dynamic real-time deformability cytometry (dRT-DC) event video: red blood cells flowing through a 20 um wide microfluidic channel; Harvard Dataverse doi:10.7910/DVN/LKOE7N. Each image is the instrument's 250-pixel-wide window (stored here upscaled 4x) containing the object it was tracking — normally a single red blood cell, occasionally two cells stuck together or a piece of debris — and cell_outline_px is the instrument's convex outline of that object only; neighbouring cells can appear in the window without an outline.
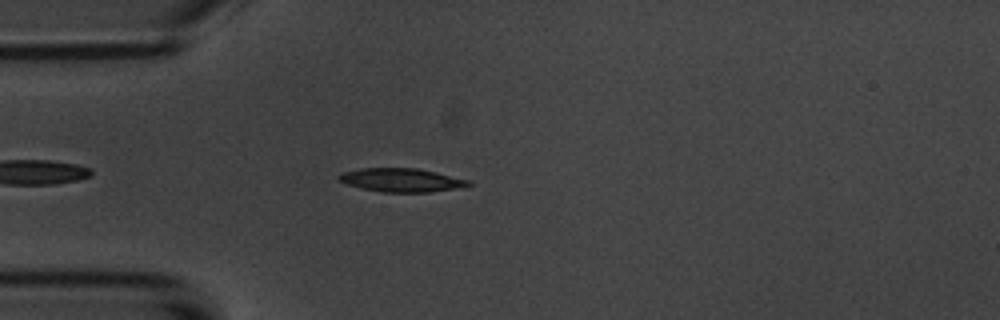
{"species": "common noctule bat (a hibernating species)", "species_latin": "Nyctalus noctula", "temperature_condition": "room temperature", "stored_images_in_passage": 4, "camera_frame_rate_fps": 3000, "um_per_image_px": 0.085, "animal": {"sex": "male", "body_mass_g": 20.1, "forearm_length_mm": 53.5}, "frame": {"image": 1, "passage_image": 4, "time_ms": 4.333, "image_size_px": [1000, 320], "cell_outline_px": [[472, 184], [452, 188], [428, 192], [384, 192], [360, 188], [336, 180], [336, 176], [340, 172], [360, 168], [416, 168], [468, 180]], "centroid_in_image_um": [33.97, 15.29], "position_along_channel_um": 51.0, "area_um2": 17.51}}